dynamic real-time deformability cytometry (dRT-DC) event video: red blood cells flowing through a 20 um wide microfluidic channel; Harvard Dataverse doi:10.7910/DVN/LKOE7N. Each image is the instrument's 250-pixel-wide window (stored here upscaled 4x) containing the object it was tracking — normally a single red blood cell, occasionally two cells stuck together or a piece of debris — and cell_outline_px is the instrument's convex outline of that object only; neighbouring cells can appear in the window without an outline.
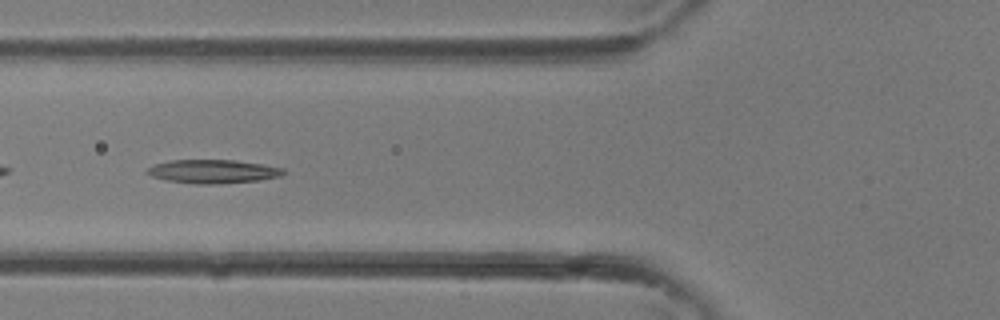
{"species": "common noctule bat (a hibernating species)", "species_latin": "Nyctalus noctula", "temperature_condition": "room temperature", "stored_images_in_passage": 36, "camera_frame_rate_fps": 3000, "um_per_image_px": 0.085, "animal": {"sex": "female"}, "frame": {"image": 1, "passage_image": 14, "time_ms": 4.333, "image_size_px": [1000, 320], "cell_outline_px": [[288, 172], [280, 176], [256, 180], [220, 184], [196, 184], [168, 180], [152, 176], [144, 172], [148, 168], [156, 164], [168, 160], [236, 160], [284, 168]], "centroid_in_image_um": [18.11, 14.57], "position_along_channel_um": 107.7, "area_um2": 18.67}}
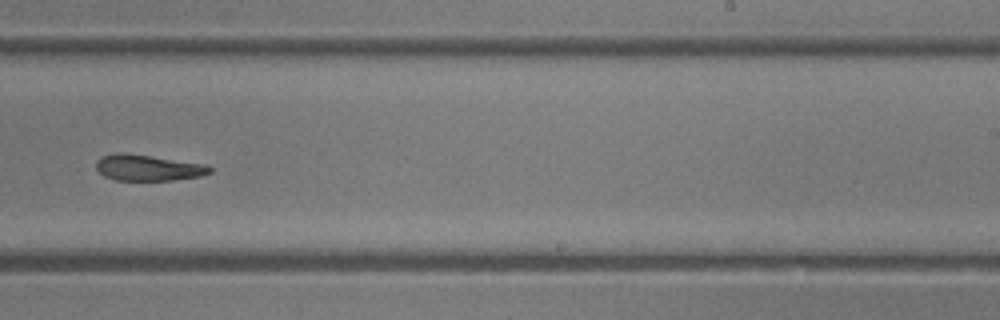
{"frame": {"image": 2, "passage_image": 23, "time_ms": 7.333, "image_size_px": [1000, 320], "cell_outline_px": [[212, 172], [200, 176], [172, 180], [116, 180], [104, 176], [96, 168], [96, 160], [100, 156], [116, 152], [148, 156], [208, 164], [212, 168]], "centroid_in_image_um": [12.58, 14.26], "position_along_channel_um": 276.4, "area_um2": 17.17}}
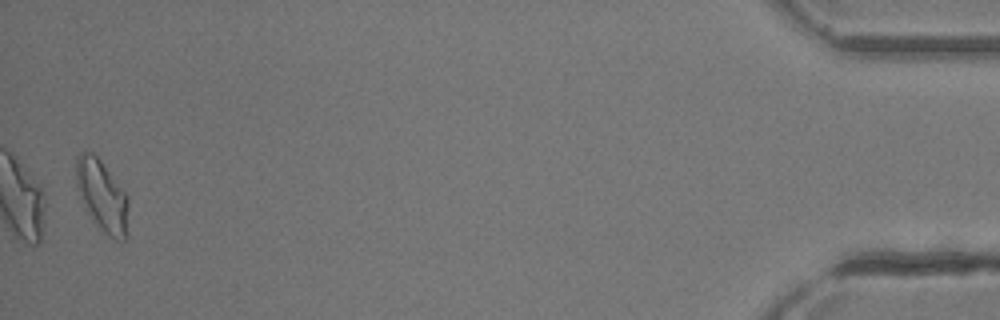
{"frame": {"image": 3, "passage_image": 36, "time_ms": 11.667, "image_size_px": [1000, 320], "cell_outline_px": [[128, 236], [124, 240], [116, 240], [108, 236], [100, 228], [88, 212], [76, 188], [76, 156], [84, 148], [92, 152], [100, 160], [128, 196]], "centroid_in_image_um": [8.68, 16.63], "position_along_channel_um": 426.5, "area_um2": 21.85}}